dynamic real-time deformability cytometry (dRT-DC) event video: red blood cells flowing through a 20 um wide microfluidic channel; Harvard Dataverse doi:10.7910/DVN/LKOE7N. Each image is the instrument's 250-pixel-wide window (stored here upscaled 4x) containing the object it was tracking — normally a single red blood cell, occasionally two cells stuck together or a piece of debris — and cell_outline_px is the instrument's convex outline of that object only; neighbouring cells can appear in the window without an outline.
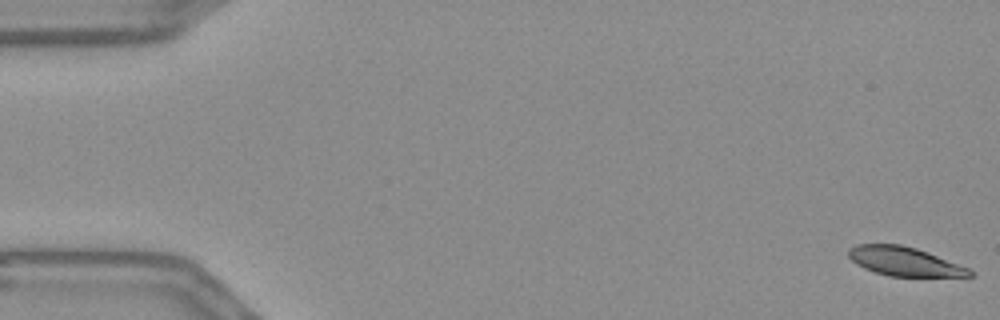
{"species": "Egyptian fruit bat (a non-hibernating species)", "species_latin": "Rousettus aegyptiacus", "temperature_condition": "warm", "stored_images_in_passage": 56, "camera_frame_rate_fps": 3000, "um_per_image_px": 0.085, "frame": {"image": 1, "passage_image": 1, "time_ms": 0.0, "image_size_px": [1000, 320], "cell_outline_px": [[972, 276], [888, 276], [864, 268], [856, 264], [848, 256], [848, 248], [856, 244], [900, 244], [916, 248], [928, 252], [968, 268], [972, 272]], "centroid_in_image_um": [76.82, 22.21], "position_along_channel_um": 8.2, "area_um2": 20.23}}
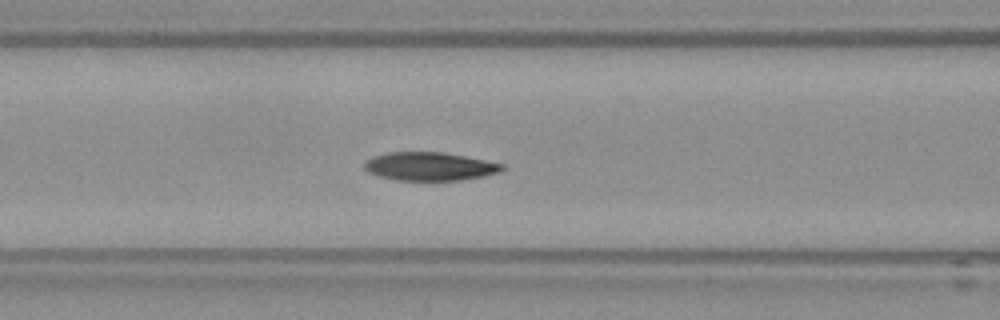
{"frame": {"image": 2, "passage_image": 23, "time_ms": 7.333, "image_size_px": [1000, 320], "cell_outline_px": [[504, 168], [500, 172], [484, 176], [460, 180], [396, 180], [380, 176], [368, 172], [364, 168], [364, 160], [372, 156], [388, 152], [444, 152], [504, 164]], "centroid_in_image_um": [36.49, 14.14], "position_along_channel_um": 130.1, "area_um2": 22.77}}
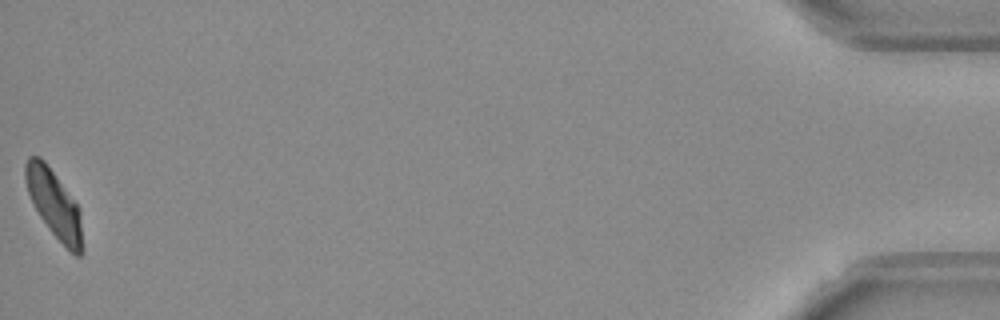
{"frame": {"image": 3, "passage_image": 56, "time_ms": 18.333, "image_size_px": [1000, 320], "cell_outline_px": [[84, 252], [80, 256], [76, 256], [48, 228], [32, 204], [24, 180], [24, 164], [28, 156], [40, 156], [44, 160], [80, 208], [84, 248]], "centroid_in_image_um": [4.61, 17.34], "position_along_channel_um": 430.6, "area_um2": 22.6}, "authors_computed_cell_mechanics": {"area_um2": 23.2067, "velocity_mm_per_s": 3.6387, "shape_relaxation_time_tau1_ms": 7.5739, "shape_relaxation_time_tau2_ms": null, "deformation_change_tau1": 0.1858, "deformation_change_tau2": null}}